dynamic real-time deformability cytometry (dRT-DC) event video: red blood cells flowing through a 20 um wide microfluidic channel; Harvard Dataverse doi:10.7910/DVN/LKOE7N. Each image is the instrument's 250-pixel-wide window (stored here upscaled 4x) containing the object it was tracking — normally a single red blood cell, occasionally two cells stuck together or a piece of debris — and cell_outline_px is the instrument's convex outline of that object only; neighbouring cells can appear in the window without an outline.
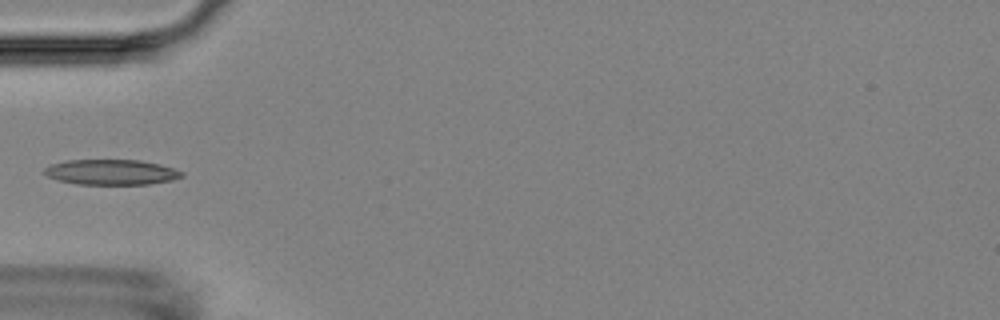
{"species": "Egyptian fruit bat (a non-hibernating species)", "species_latin": "Rousettus aegyptiacus", "temperature_condition": "room temperature", "stored_images_in_passage": 9, "camera_frame_rate_fps": 3000, "um_per_image_px": 0.085, "animal": {"sex": "female"}, "frame": {"image": 1, "passage_image": 6, "time_ms": 6.0, "image_size_px": [1000, 320], "cell_outline_px": [[184, 176], [172, 180], [148, 184], [76, 184], [60, 180], [48, 176], [44, 172], [44, 168], [52, 164], [68, 160], [140, 160], [160, 164], [184, 172]], "centroid_in_image_um": [9.49, 14.63], "position_along_channel_um": 75.5, "area_um2": 20.11}}
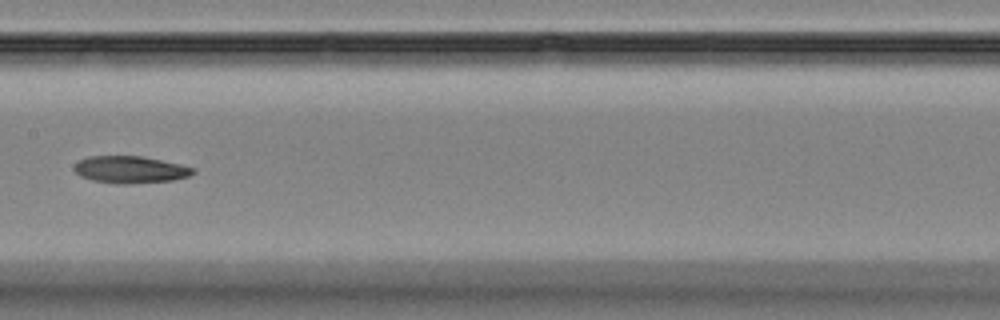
{"frame": {"image": 2, "passage_image": 9, "time_ms": 9.333, "image_size_px": [1000, 320], "cell_outline_px": [[196, 172], [188, 176], [172, 180], [128, 184], [116, 184], [92, 180], [80, 176], [72, 168], [80, 160], [88, 156], [140, 156], [180, 164], [196, 168]], "centroid_in_image_um": [11.07, 14.42], "position_along_channel_um": 196.3, "area_um2": 18.73}}